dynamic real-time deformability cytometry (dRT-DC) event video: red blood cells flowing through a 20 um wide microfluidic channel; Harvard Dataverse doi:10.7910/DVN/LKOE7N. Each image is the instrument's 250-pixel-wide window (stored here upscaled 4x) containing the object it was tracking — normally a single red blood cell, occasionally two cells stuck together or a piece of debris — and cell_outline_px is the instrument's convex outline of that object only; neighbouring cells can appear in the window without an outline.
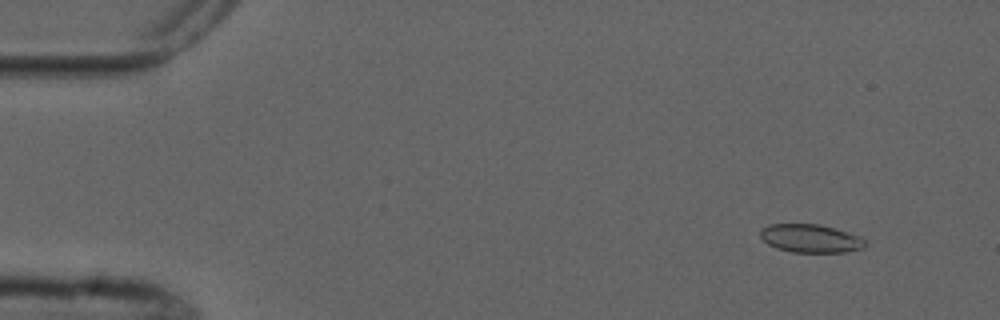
{"species": "common noctule bat (a hibernating species)", "species_latin": "Nyctalus noctula", "temperature_condition": "cold", "stored_images_in_passage": 5, "camera_frame_rate_fps": 3000, "um_per_image_px": 0.085, "animal": {"sex": "male", "forearm_length_mm": 52.5}, "frame": {"image": 1, "passage_image": 2, "time_ms": 1.333, "image_size_px": [1000, 320], "cell_outline_px": [[864, 248], [844, 252], [792, 252], [776, 248], [768, 244], [760, 236], [760, 228], [768, 224], [820, 224], [848, 232], [860, 236], [864, 240]], "centroid_in_image_um": [68.87, 20.26], "position_along_channel_um": 16.1, "area_um2": 17.28}}